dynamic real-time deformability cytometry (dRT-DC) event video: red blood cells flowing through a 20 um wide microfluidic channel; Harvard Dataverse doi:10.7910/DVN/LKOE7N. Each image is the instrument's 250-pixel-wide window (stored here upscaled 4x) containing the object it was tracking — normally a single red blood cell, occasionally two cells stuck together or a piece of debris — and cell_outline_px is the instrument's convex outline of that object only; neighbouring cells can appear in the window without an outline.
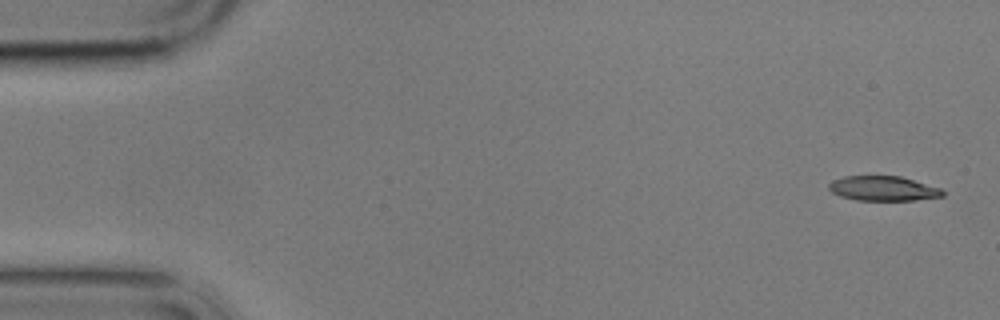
{"species": "common noctule bat (a hibernating species)", "species_latin": "Nyctalus noctula", "temperature_condition": "cold", "stored_images_in_passage": 5, "camera_frame_rate_fps": 3000, "um_per_image_px": 0.085, "animal": {"sex": "male", "body_mass_g": 17.9}, "frame": {"image": 1, "passage_image": 1, "time_ms": 0.0, "image_size_px": [1000, 320], "cell_outline_px": [[944, 196], [916, 200], [856, 200], [840, 196], [832, 192], [828, 188], [828, 184], [832, 180], [844, 176], [900, 176], [940, 188], [944, 192]], "centroid_in_image_um": [75.04, 16.02], "position_along_channel_um": 10.0, "area_um2": 16.36}}
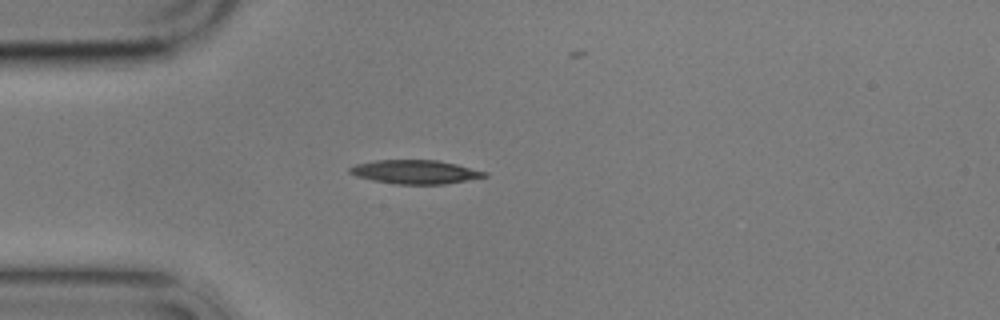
{"frame": {"image": 2, "passage_image": 4, "time_ms": 4.333, "image_size_px": [1000, 320], "cell_outline_px": [[488, 176], [444, 184], [396, 184], [372, 180], [356, 176], [348, 172], [348, 168], [356, 164], [376, 160], [436, 160], [456, 164], [488, 172]], "centroid_in_image_um": [35.28, 14.61], "position_along_channel_um": 49.7, "area_um2": 18.61}}